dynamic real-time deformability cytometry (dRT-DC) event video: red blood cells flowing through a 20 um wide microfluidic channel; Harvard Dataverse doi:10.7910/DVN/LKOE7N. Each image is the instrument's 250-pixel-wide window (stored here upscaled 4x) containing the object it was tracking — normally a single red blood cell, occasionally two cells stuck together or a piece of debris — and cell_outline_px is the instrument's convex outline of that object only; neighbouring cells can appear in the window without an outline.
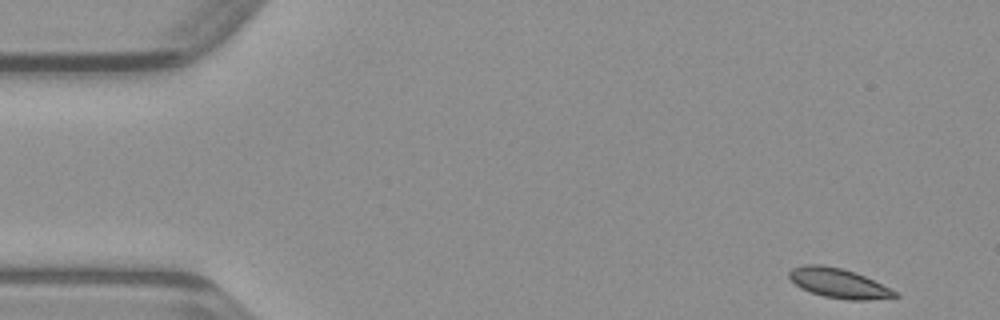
{"species": "common noctule bat (a hibernating species)", "species_latin": "Nyctalus noctula", "temperature_condition": "warm", "stored_images_in_passage": 46, "camera_frame_rate_fps": 3000, "um_per_image_px": 0.085, "animal": {"sex": "male", "body_mass_g": 23.1, "forearm_length_mm": 52.7}, "frame": {"image": 1, "passage_image": 1, "time_ms": 0.0, "image_size_px": [1000, 320], "cell_outline_px": [[900, 296], [868, 300], [848, 300], [824, 296], [800, 288], [788, 276], [788, 272], [792, 268], [804, 264], [824, 264], [856, 272], [896, 292]], "centroid_in_image_um": [71.24, 24.06], "position_along_channel_um": 13.8, "area_um2": 18.03}}
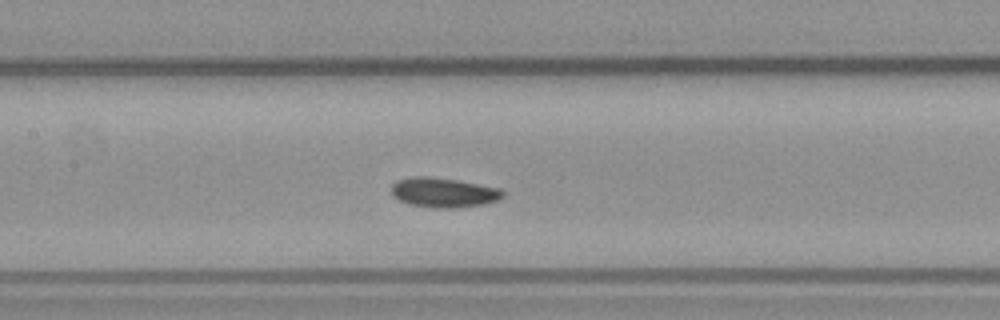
{"frame": {"image": 2, "passage_image": 20, "time_ms": 6.333, "image_size_px": [1000, 320], "cell_outline_px": [[504, 196], [496, 200], [484, 204], [448, 208], [432, 208], [408, 204], [392, 196], [392, 184], [396, 180], [412, 176], [428, 176], [456, 180], [500, 188], [504, 192]], "centroid_in_image_um": [37.66, 16.36], "position_along_channel_um": 169.7, "area_um2": 19.25}}
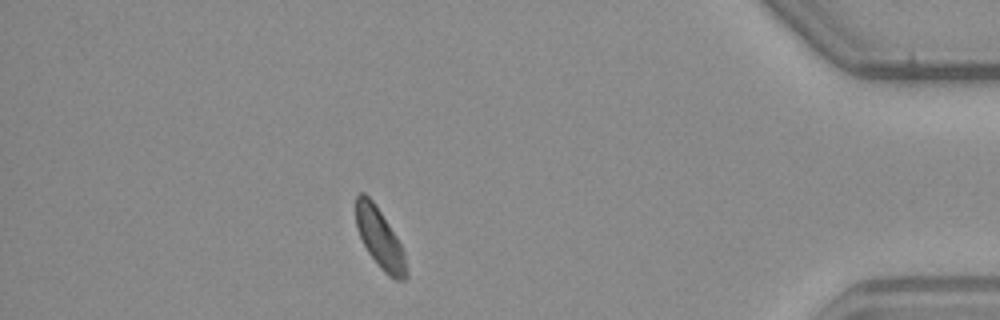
{"frame": {"image": 3, "passage_image": 40, "time_ms": 13.0, "image_size_px": [1000, 320], "cell_outline_px": [[408, 276], [404, 280], [396, 280], [384, 272], [380, 268], [368, 252], [356, 228], [356, 196], [360, 192], [364, 192], [372, 200], [396, 236], [404, 252], [408, 272]], "centroid_in_image_um": [32.29, 20.29], "position_along_channel_um": 402.9, "area_um2": 17.34}}